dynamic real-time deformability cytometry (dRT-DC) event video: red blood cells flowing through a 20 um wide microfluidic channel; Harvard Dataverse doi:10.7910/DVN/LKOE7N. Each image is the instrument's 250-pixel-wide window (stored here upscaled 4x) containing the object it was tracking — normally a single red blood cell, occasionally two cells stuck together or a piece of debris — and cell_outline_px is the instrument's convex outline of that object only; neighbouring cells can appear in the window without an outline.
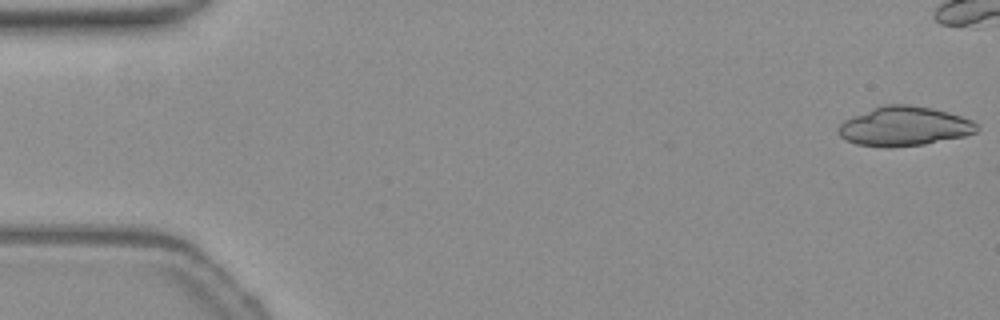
{"species": "common noctule bat (a hibernating species)", "species_latin": "Nyctalus noctula", "temperature_condition": "warm", "stored_images_in_passage": 19, "camera_frame_rate_fps": 3000, "um_per_image_px": 0.085, "animal": {"sex": "female", "body_mass_g": 19.3, "forearm_length_mm": 54.1}, "frame": {"image": 1, "passage_image": 1, "time_ms": 0.0, "image_size_px": [1000, 320], "cell_outline_px": [[976, 132], [964, 136], [924, 144], [856, 144], [840, 136], [840, 124], [844, 120], [852, 116], [872, 108], [884, 104], [908, 104], [932, 108], [948, 112], [972, 120], [976, 124]], "centroid_in_image_um": [76.89, 10.68], "position_along_channel_um": 8.1, "area_um2": 30.52}}